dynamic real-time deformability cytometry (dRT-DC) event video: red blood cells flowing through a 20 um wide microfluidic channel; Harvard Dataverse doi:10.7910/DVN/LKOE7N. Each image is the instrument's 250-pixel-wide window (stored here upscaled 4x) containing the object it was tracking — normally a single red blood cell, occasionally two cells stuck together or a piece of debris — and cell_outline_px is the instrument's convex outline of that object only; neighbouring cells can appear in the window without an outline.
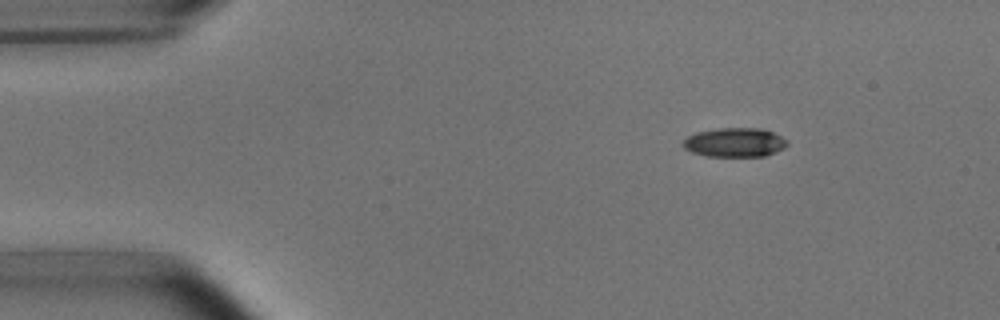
{"species": "common noctule bat (a hibernating species)", "species_latin": "Nyctalus noctula", "temperature_condition": "room temperature", "stored_images_in_passage": 2, "camera_frame_rate_fps": 3000, "um_per_image_px": 0.085, "animal": {"sex": "male", "body_mass_g": 15.6}, "frame": {"image": 1, "passage_image": 2, "time_ms": 2.0, "image_size_px": [1000, 320], "cell_outline_px": [[788, 144], [784, 148], [776, 152], [764, 156], [708, 156], [692, 152], [684, 148], [684, 140], [688, 136], [696, 132], [716, 128], [760, 128], [772, 132], [788, 140]], "centroid_in_image_um": [62.47, 12.1], "position_along_channel_um": 22.5, "area_um2": 17.63}}